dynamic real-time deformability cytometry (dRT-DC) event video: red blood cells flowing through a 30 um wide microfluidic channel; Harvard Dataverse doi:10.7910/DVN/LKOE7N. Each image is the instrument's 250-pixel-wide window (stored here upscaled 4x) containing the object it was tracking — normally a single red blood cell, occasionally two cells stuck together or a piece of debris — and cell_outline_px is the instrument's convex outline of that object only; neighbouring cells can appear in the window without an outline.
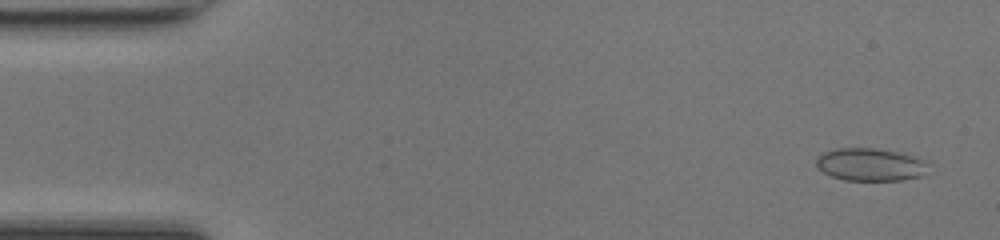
{"species": "common noctule bat (a hibernating species)", "species_latin": "Nyctalus noctula", "temperature_condition": "room temperature", "stored_images_in_passage": 49, "camera_frame_rate_fps": 3000, "um_per_image_px": 0.085, "animal": {"sex": "female", "body_mass_g": 17.0, "forearm_length_mm": 48.0}, "frame": {"image": 1, "passage_image": 3, "time_ms": 0.667, "image_size_px": [1000, 240], "cell_outline_px": [[928, 176], [900, 180], [844, 180], [832, 176], [824, 172], [816, 164], [816, 156], [824, 152], [836, 148], [876, 148], [916, 156], [928, 160]], "centroid_in_image_um": [74.06, 13.99], "position_along_channel_um": 10.9, "area_um2": 21.73}}
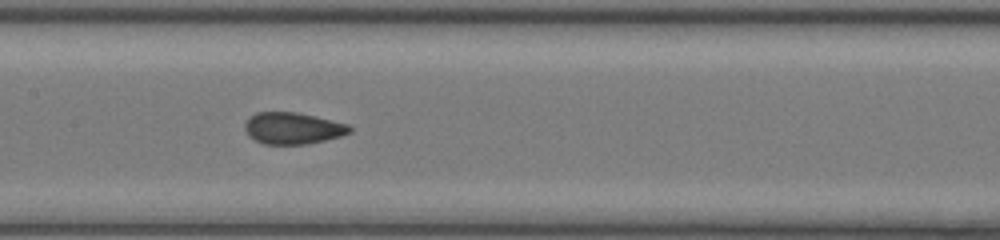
{"frame": {"image": 2, "passage_image": 24, "time_ms": 7.667, "image_size_px": [1000, 240], "cell_outline_px": [[352, 132], [340, 136], [308, 144], [264, 144], [248, 136], [244, 128], [244, 124], [256, 112], [296, 112], [316, 116], [348, 124], [352, 128]], "centroid_in_image_um": [24.9, 10.9], "position_along_channel_um": 182.5, "area_um2": 19.31}}
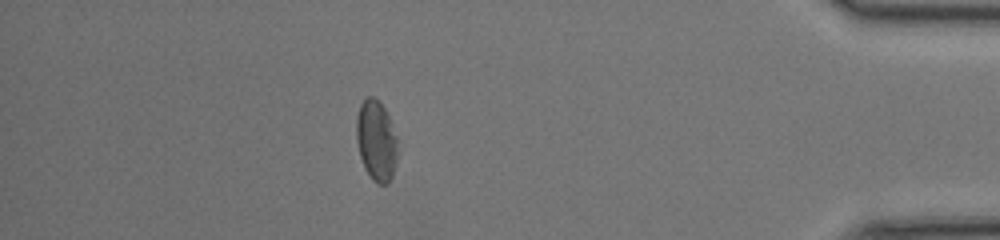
{"frame": {"image": 3, "passage_image": 43, "time_ms": 14.0, "image_size_px": [1000, 240], "cell_outline_px": [[400, 148], [396, 164], [392, 176], [388, 184], [376, 184], [372, 180], [364, 168], [360, 156], [356, 140], [356, 116], [360, 104], [368, 96], [372, 96], [384, 108], [388, 116], [396, 136]], "centroid_in_image_um": [31.99, 12.0], "position_along_channel_um": 403.2, "area_um2": 19.65}, "authors_computed_cell_mechanics": {"area_um2": 19.652, "velocity_mm_per_s": 4.262, "shape_relaxation_time_tau1_ms": 6.9634, "shape_relaxation_time_tau2_ms": 0.5902, "deformation_change_tau1": 0.1608, "deformation_change_tau2": 0.0475}}